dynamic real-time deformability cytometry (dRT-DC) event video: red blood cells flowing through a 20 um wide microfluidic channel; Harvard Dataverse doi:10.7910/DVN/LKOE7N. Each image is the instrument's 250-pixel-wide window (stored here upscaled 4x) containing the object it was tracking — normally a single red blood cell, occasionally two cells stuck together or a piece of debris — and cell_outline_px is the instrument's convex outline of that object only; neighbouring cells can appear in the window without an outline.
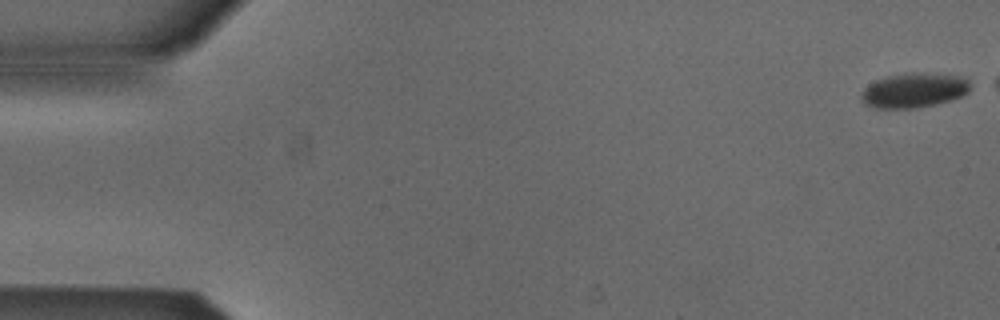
{"species": "Egyptian fruit bat (a non-hibernating species)", "species_latin": "Rousettus aegyptiacus", "temperature_condition": "cold", "stored_images_in_passage": 50, "camera_frame_rate_fps": 3000, "um_per_image_px": 0.085, "animal": {"sex": "male"}, "frame": {"image": 1, "passage_image": 1, "time_ms": 0.0, "image_size_px": [1000, 320], "cell_outline_px": [[968, 92], [960, 96], [948, 100], [932, 104], [912, 108], [876, 108], [860, 100], [860, 96], [864, 88], [868, 84], [876, 80], [888, 76], [916, 72], [960, 76], [968, 80]], "centroid_in_image_um": [77.63, 7.67], "position_along_channel_um": 7.4, "area_um2": 21.5}}
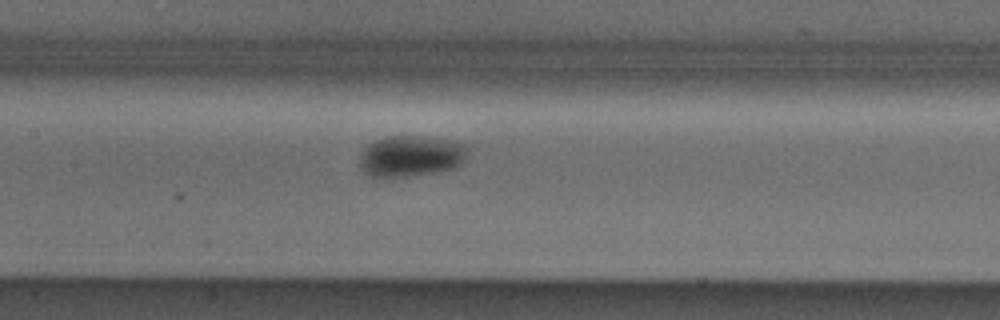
{"frame": {"image": 2, "passage_image": 25, "time_ms": 8.0, "image_size_px": [1000, 320], "cell_outline_px": [[468, 148], [464, 160], [460, 164], [452, 168], [432, 172], [408, 176], [368, 176], [360, 168], [360, 152], [368, 144], [376, 140], [392, 136], [420, 136], [444, 140], [464, 144]], "centroid_in_image_um": [34.87, 13.26], "position_along_channel_um": 172.5, "area_um2": 25.37}}
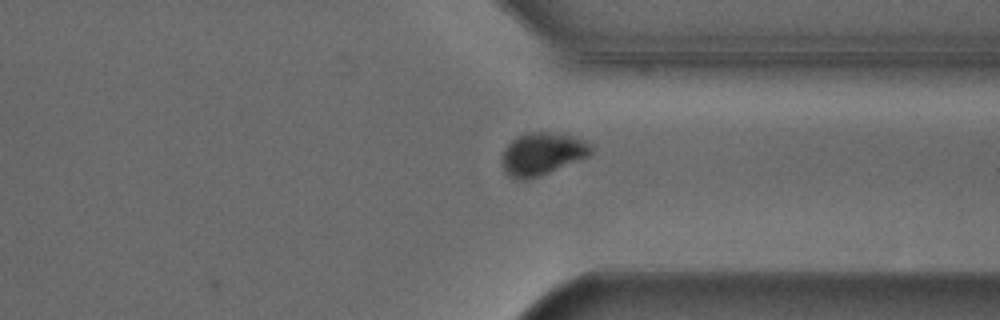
{"frame": {"image": 3, "passage_image": 40, "time_ms": 13.0, "image_size_px": [1000, 320], "cell_outline_px": [[592, 152], [588, 156], [540, 176], [528, 180], [512, 180], [504, 172], [500, 164], [500, 160], [504, 148], [516, 136], [524, 132], [548, 132], [572, 136], [584, 140], [592, 144]], "centroid_in_image_um": [46.01, 13.09], "position_along_channel_um": 365.4, "area_um2": 22.48}}